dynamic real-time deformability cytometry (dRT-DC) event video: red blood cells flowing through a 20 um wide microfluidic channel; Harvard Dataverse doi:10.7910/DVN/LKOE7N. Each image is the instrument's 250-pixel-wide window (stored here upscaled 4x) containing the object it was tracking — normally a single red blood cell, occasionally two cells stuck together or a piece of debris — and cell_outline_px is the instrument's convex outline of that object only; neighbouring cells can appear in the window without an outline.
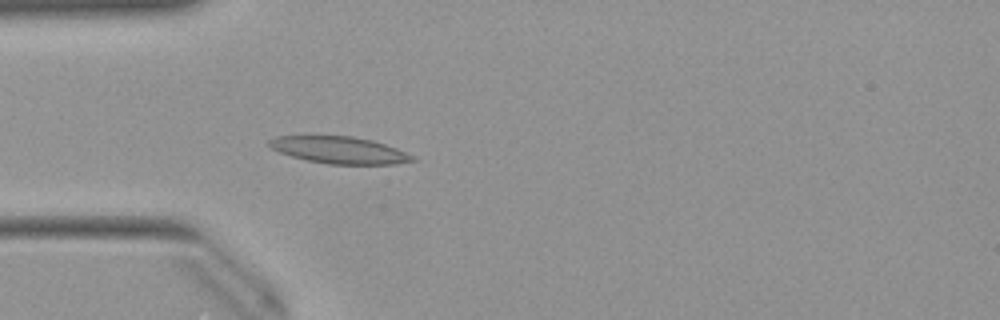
{"species": "Egyptian fruit bat (a non-hibernating species)", "species_latin": "Rousettus aegyptiacus", "temperature_condition": "warm", "stored_images_in_passage": 42, "camera_frame_rate_fps": 3000, "um_per_image_px": 0.085, "animal": {"sex": "female"}, "frame": {"image": 1, "passage_image": 5, "time_ms": 1.333, "image_size_px": [1000, 320], "cell_outline_px": [[416, 160], [396, 164], [328, 164], [308, 160], [292, 156], [280, 152], [272, 148], [268, 144], [268, 140], [276, 136], [352, 136], [372, 140], [396, 148], [416, 156]], "centroid_in_image_um": [28.88, 12.75], "position_along_channel_um": 56.1, "area_um2": 22.37}}
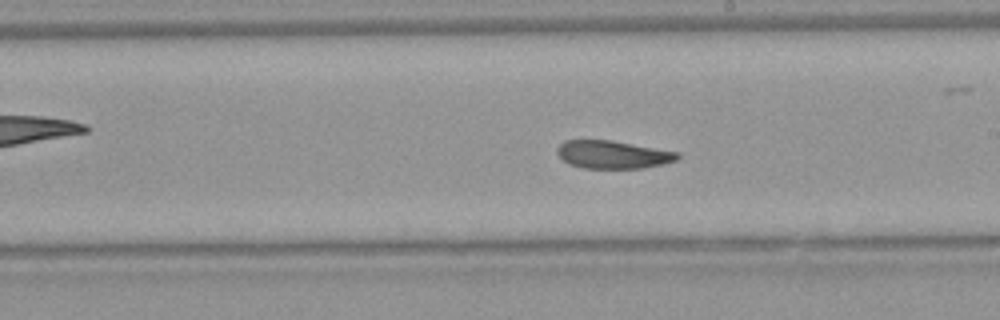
{"frame": {"image": 2, "passage_image": 19, "time_ms": 6.0, "image_size_px": [1000, 320], "cell_outline_px": [[680, 156], [676, 160], [664, 164], [644, 168], [584, 168], [568, 164], [556, 152], [556, 148], [564, 140], [612, 140], [680, 152]], "centroid_in_image_um": [52.11, 13.13], "position_along_channel_um": 236.9, "area_um2": 19.71}}
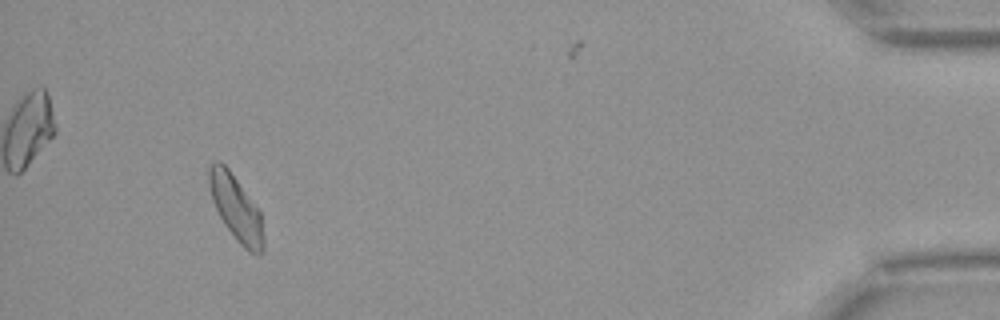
{"frame": {"image": 3, "passage_image": 38, "time_ms": 12.333, "image_size_px": [1000, 320], "cell_outline_px": [[264, 252], [260, 256], [256, 256], [248, 252], [236, 240], [224, 224], [212, 200], [208, 184], [208, 168], [216, 160], [220, 160], [228, 168], [260, 212], [264, 236]], "centroid_in_image_um": [20.07, 17.74], "position_along_channel_um": 415.1, "area_um2": 20.81}, "authors_computed_cell_mechanics": {"area_um2": 20.6924, "velocity_mm_per_s": 3.9644, "shape_relaxation_time_tau1_ms": 6.6968, "shape_relaxation_time_tau2_ms": 4.5333, "deformation_change_tau1": 0.1803, "deformation_change_tau2": 0.1311}}